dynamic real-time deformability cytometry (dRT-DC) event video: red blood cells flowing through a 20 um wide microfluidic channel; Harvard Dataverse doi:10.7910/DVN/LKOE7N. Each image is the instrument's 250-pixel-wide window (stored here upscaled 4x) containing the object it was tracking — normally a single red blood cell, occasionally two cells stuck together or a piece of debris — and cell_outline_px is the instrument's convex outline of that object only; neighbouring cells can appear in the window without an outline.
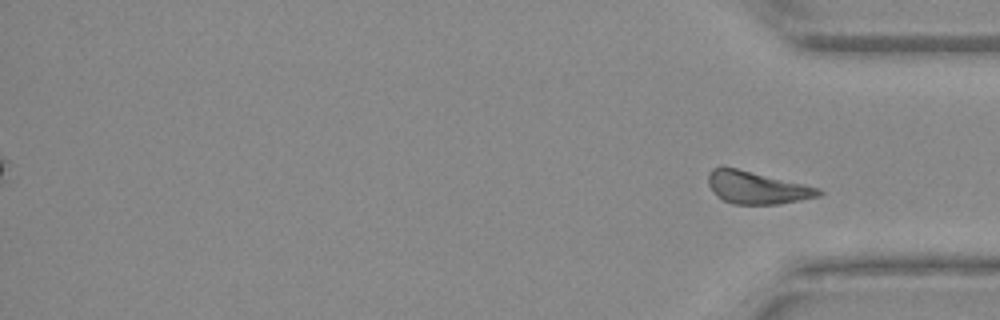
{"species": "Egyptian fruit bat (a non-hibernating species)", "species_latin": "Rousettus aegyptiacus", "temperature_condition": "warm", "stored_images_in_passage": 34, "segment_of_instrument_passage": [2, 2], "camera_frame_rate_fps": 3000, "um_per_image_px": 0.085, "animal": {"sex": "female"}, "frame": {"image": 1, "passage_image": 34, "time_ms": 11.0, "image_size_px": [1000, 320], "cell_outline_px": [[824, 196], [776, 204], [732, 204], [716, 196], [712, 192], [708, 184], [708, 176], [712, 168], [720, 164], [804, 184], [820, 188], [824, 192]], "centroid_in_image_um": [64.32, 15.93], "position_along_channel_um": 370.9, "area_um2": 21.21}}